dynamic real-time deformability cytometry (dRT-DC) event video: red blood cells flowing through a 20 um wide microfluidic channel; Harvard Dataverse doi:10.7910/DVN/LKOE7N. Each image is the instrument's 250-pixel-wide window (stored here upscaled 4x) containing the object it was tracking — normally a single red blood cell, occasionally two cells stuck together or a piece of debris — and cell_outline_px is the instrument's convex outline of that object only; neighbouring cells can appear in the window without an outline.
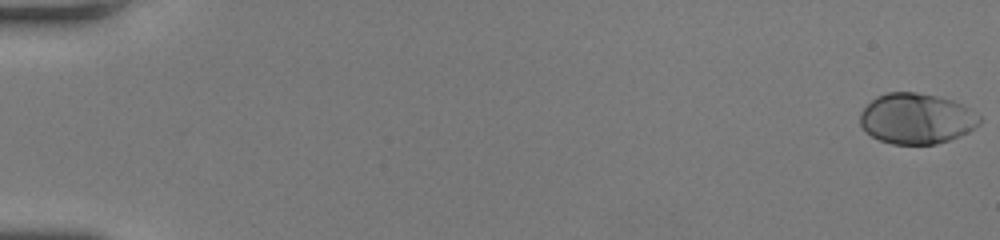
{"species": "human", "species_latin": "Homo sapiens", "temperature_condition": "room temperature", "stored_images_in_passage": 51, "camera_frame_rate_fps": 3000, "um_per_image_px": 0.085, "donor": {"sex": "female"}, "frame": {"image": 1, "passage_image": 1, "time_ms": 0.0, "image_size_px": [1000, 240], "cell_outline_px": [[980, 124], [968, 132], [948, 140], [936, 144], [892, 144], [880, 140], [872, 136], [860, 124], [860, 112], [876, 96], [888, 92], [916, 92], [936, 96], [952, 100], [960, 104], [980, 116]], "centroid_in_image_um": [77.88, 10.08], "position_along_channel_um": 7.1, "area_um2": 34.91}}
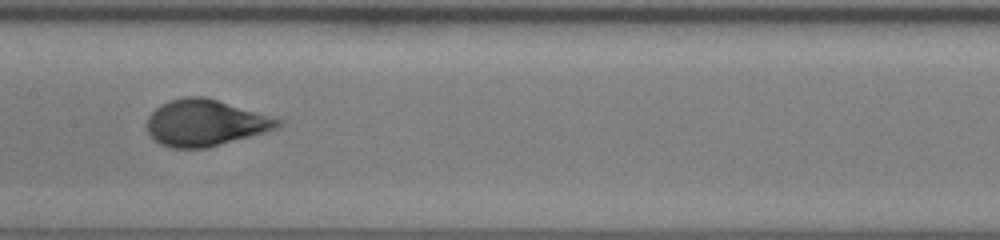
{"frame": {"image": 2, "passage_image": 28, "time_ms": 9.0, "image_size_px": [1000, 240], "cell_outline_px": [[284, 124], [276, 128], [264, 132], [208, 148], [172, 148], [160, 144], [148, 132], [148, 116], [160, 104], [184, 96], [204, 96], [284, 120]], "centroid_in_image_um": [17.45, 10.44], "position_along_channel_um": 189.9, "area_um2": 35.14}}
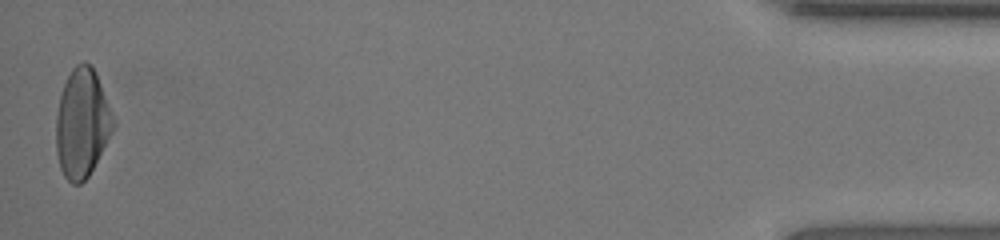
{"frame": {"image": 3, "passage_image": 51, "time_ms": 16.667, "image_size_px": [1000, 240], "cell_outline_px": [[116, 124], [88, 176], [80, 184], [72, 184], [64, 176], [60, 168], [56, 152], [56, 116], [60, 96], [64, 84], [72, 68], [76, 64], [84, 60], [96, 72]], "centroid_in_image_um": [6.96, 10.47], "position_along_channel_um": 428.2, "area_um2": 35.95}, "authors_computed_cell_mechanics": {"area_um2": 34.7956, "velocity_mm_per_s": 4.2215, "shape_relaxation_time_tau1_ms": 3.8367, "shape_relaxation_time_tau2_ms": null, "deformation_change_tau1": 0.2053, "deformation_change_tau2": null}}